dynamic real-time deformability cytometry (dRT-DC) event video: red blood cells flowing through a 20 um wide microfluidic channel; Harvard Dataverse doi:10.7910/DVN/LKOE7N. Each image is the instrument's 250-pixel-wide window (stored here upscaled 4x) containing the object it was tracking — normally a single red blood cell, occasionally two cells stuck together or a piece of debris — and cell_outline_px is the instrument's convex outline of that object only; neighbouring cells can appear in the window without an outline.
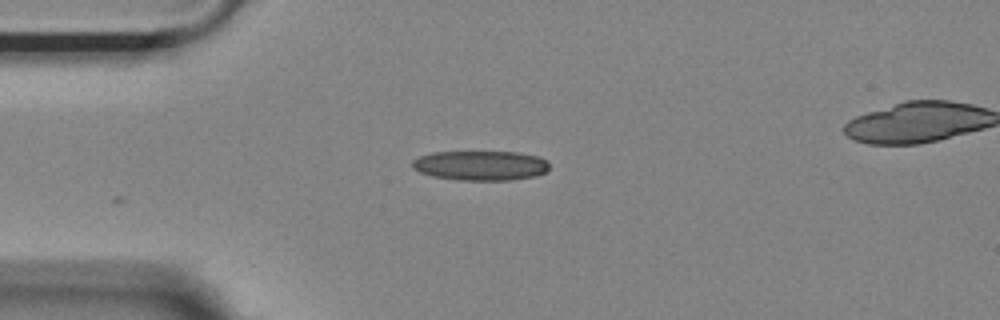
{"species": "Egyptian fruit bat (a non-hibernating species)", "species_latin": "Rousettus aegyptiacus", "temperature_condition": "room temperature", "stored_images_in_passage": 16, "camera_frame_rate_fps": 3000, "um_per_image_px": 0.085, "animal": {"sex": "female"}, "frame": {"image": 1, "passage_image": 1, "time_ms": 0.0, "image_size_px": [1000, 320], "cell_outline_px": [[548, 168], [544, 172], [536, 176], [512, 180], [460, 180], [432, 176], [420, 172], [412, 168], [412, 160], [420, 156], [432, 152], [516, 152], [540, 156], [548, 160]], "centroid_in_image_um": [40.86, 14.07], "position_along_channel_um": 44.1, "area_um2": 23.81}}
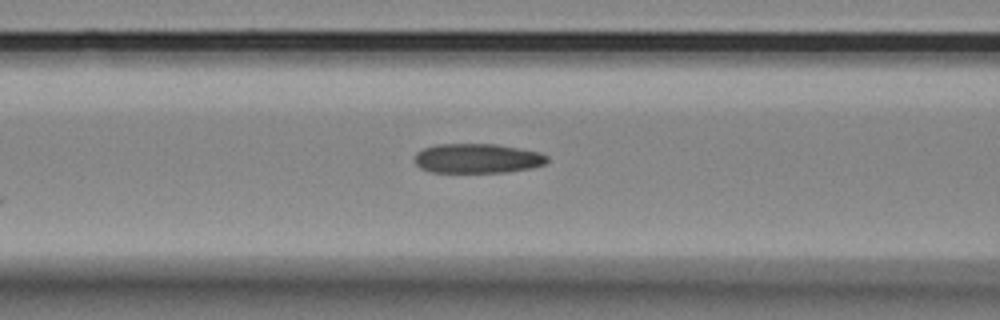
{"frame": {"image": 2, "passage_image": 9, "time_ms": 2.667, "image_size_px": [1000, 320], "cell_outline_px": [[548, 160], [544, 164], [532, 168], [508, 172], [432, 172], [420, 168], [412, 160], [416, 152], [424, 148], [436, 144], [496, 144], [520, 148], [540, 152], [548, 156]], "centroid_in_image_um": [40.56, 13.46], "position_along_channel_um": 126.0, "area_um2": 23.06}}
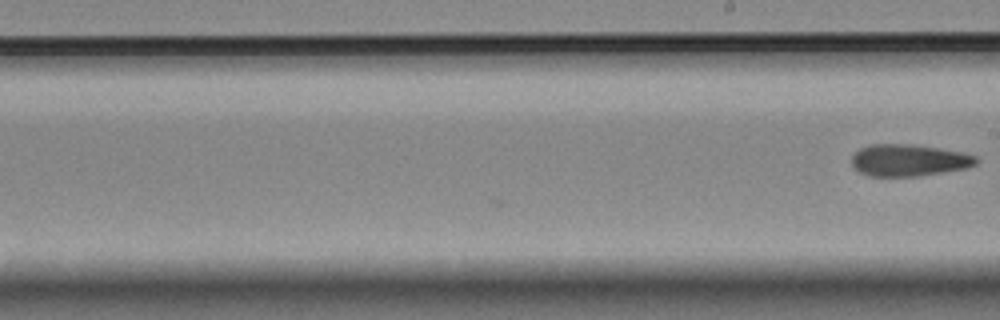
{"frame": {"image": 3, "passage_image": 16, "time_ms": 5.0, "image_size_px": [1000, 320], "cell_outline_px": [[980, 160], [976, 164], [968, 168], [920, 176], [868, 176], [860, 172], [852, 164], [852, 156], [860, 148], [868, 144], [912, 144], [964, 152], [976, 156]], "centroid_in_image_um": [77.29, 13.62], "position_along_channel_um": 211.7, "area_um2": 23.29}}